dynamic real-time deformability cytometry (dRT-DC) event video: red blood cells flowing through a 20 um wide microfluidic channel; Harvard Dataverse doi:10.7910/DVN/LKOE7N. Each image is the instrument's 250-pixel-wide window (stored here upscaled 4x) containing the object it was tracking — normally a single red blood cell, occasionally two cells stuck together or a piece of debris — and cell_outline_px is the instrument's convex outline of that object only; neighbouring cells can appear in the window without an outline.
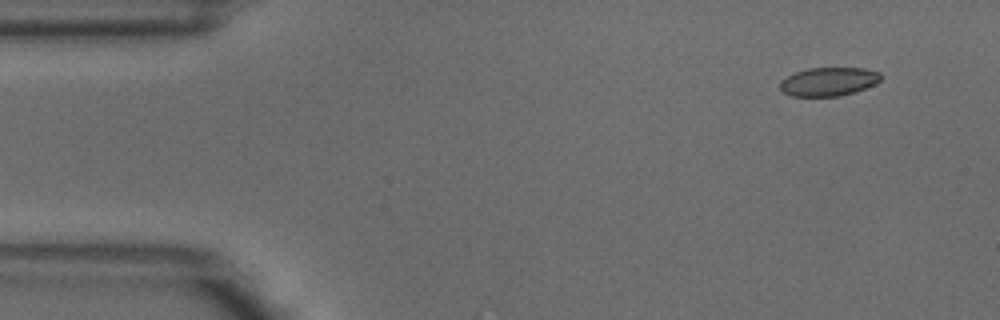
{"species": "common noctule bat (a hibernating species)", "species_latin": "Nyctalus noctula", "temperature_condition": "warm", "stored_images_in_passage": 3, "camera_frame_rate_fps": 3000, "um_per_image_px": 0.085, "animal": {"sex": "male", "body_mass_g": 18.8}, "frame": {"image": 1, "passage_image": 1, "time_ms": 0.0, "image_size_px": [1000, 320], "cell_outline_px": [[880, 80], [856, 92], [840, 96], [792, 96], [784, 92], [780, 88], [780, 80], [796, 72], [808, 68], [864, 68], [880, 72]], "centroid_in_image_um": [70.41, 6.94], "position_along_channel_um": 14.6, "area_um2": 16.65}}
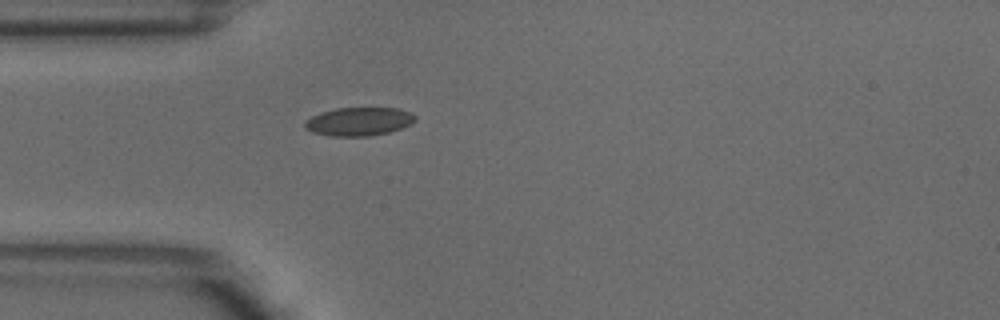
{"frame": {"image": 2, "passage_image": 3, "time_ms": 0.667, "image_size_px": [1000, 320], "cell_outline_px": [[416, 120], [400, 128], [388, 132], [368, 136], [332, 136], [312, 132], [304, 128], [304, 124], [312, 116], [320, 112], [336, 108], [396, 108], [412, 112], [416, 116]], "centroid_in_image_um": [30.5, 10.32], "position_along_channel_um": 54.5, "area_um2": 18.15}}